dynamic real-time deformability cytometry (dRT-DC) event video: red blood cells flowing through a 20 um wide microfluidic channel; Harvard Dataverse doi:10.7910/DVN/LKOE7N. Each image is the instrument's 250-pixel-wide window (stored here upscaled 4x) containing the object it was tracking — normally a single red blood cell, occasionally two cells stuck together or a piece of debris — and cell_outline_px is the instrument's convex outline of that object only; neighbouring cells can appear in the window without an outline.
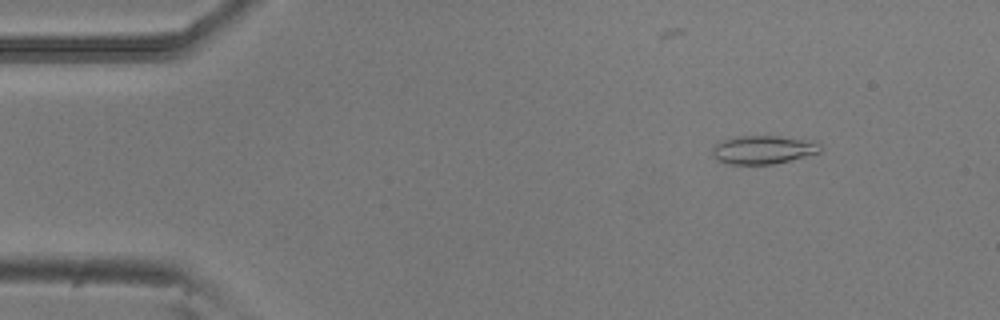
{"species": "common noctule bat (a hibernating species)", "species_latin": "Nyctalus noctula", "temperature_condition": "room temperature", "stored_images_in_passage": 4, "camera_frame_rate_fps": 3000, "um_per_image_px": 0.085, "animal": {"sex": "male", "body_mass_g": 20.5, "forearm_length_mm": 52.5}, "frame": {"image": 1, "passage_image": 2, "time_ms": 0.333, "image_size_px": [1000, 320], "cell_outline_px": [[820, 152], [772, 164], [728, 164], [716, 160], [712, 156], [712, 148], [720, 140], [736, 136], [780, 136], [820, 144]], "centroid_in_image_um": [64.74, 12.73], "position_along_channel_um": 20.3, "area_um2": 17.57}}